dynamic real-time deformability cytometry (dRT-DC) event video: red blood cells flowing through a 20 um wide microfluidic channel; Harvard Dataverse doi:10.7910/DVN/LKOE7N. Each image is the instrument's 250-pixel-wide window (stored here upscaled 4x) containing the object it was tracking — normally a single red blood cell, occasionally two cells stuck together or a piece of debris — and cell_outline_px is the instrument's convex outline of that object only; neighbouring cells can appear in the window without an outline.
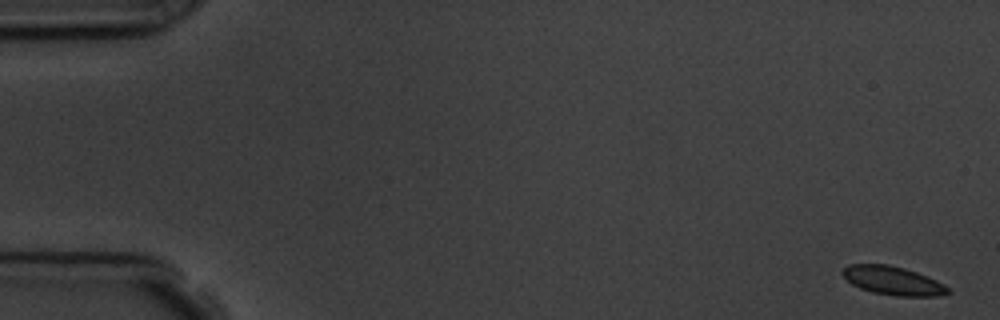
{"species": "common noctule bat (a hibernating species)", "species_latin": "Nyctalus noctula", "temperature_condition": "room temperature", "stored_images_in_passage": 6, "camera_frame_rate_fps": 3000, "um_per_image_px": 0.085, "animal": {"sex": "male", "body_mass_g": 19.5, "forearm_length_mm": 54.6}, "frame": {"image": 1, "passage_image": 1, "time_ms": 0.0, "image_size_px": [1000, 320], "cell_outline_px": [[952, 292], [936, 296], [896, 296], [872, 292], [860, 288], [852, 284], [840, 272], [848, 264], [888, 264], [904, 268], [916, 272], [936, 280], [944, 284]], "centroid_in_image_um": [75.89, 23.85], "position_along_channel_um": 9.1, "area_um2": 17.51}}